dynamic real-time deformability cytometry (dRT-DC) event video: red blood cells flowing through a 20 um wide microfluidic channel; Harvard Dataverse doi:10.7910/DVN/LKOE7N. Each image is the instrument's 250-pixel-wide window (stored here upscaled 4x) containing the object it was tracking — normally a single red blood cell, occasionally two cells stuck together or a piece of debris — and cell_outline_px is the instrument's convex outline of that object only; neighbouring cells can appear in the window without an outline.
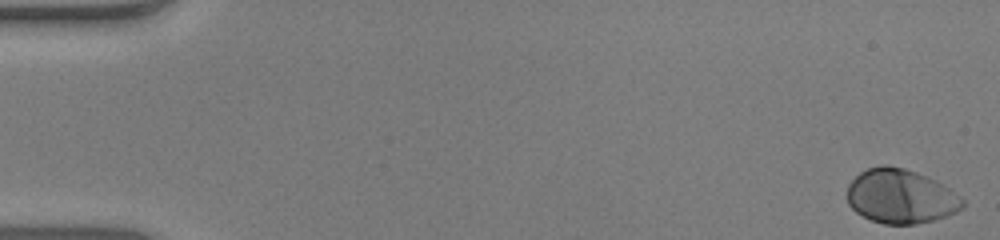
{"species": "human", "species_latin": "Homo sapiens", "temperature_condition": "warm", "stored_images_in_passage": 53, "camera_frame_rate_fps": 3000, "um_per_image_px": 0.085, "donor": {"sex": "male"}, "frame": {"image": 1, "passage_image": 1, "time_ms": 0.0, "image_size_px": [1000, 240], "cell_outline_px": [[964, 208], [956, 212], [932, 220], [916, 224], [884, 224], [872, 220], [856, 212], [848, 204], [848, 184], [860, 172], [868, 168], [880, 164], [888, 164], [904, 168], [916, 172], [948, 188], [960, 196], [964, 200]], "centroid_in_image_um": [76.53, 16.68], "position_along_channel_um": 8.5, "area_um2": 36.24}}
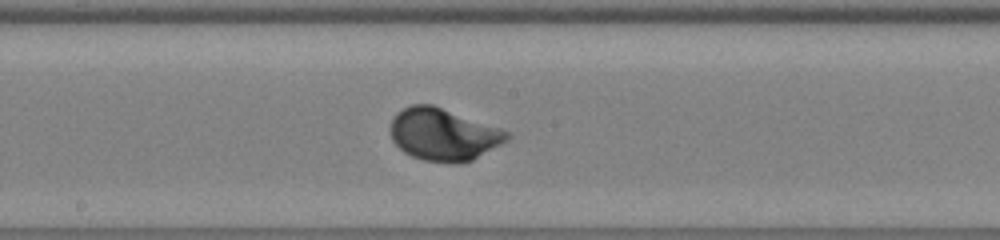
{"frame": {"image": 2, "passage_image": 29, "time_ms": 9.333, "image_size_px": [1000, 240], "cell_outline_px": [[512, 136], [508, 140], [472, 160], [460, 164], [424, 160], [412, 156], [404, 152], [392, 140], [392, 116], [396, 112], [412, 104], [432, 104], [500, 128], [508, 132]], "centroid_in_image_um": [37.69, 11.43], "position_along_channel_um": 210.5, "area_um2": 35.26}}
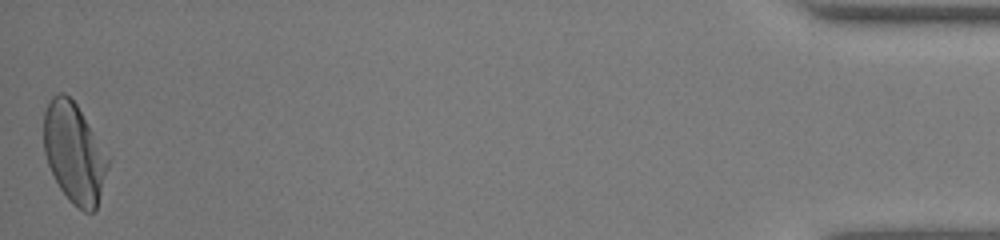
{"frame": {"image": 3, "passage_image": 53, "time_ms": 17.333, "image_size_px": [1000, 240], "cell_outline_px": [[108, 164], [96, 208], [92, 212], [84, 212], [72, 204], [68, 200], [60, 188], [48, 164], [44, 152], [44, 112], [52, 96], [60, 92], [64, 92], [76, 104], [108, 160]], "centroid_in_image_um": [6.25, 13.02], "position_along_channel_um": 428.9, "area_um2": 36.24}, "authors_computed_cell_mechanics": {"area_um2": 34.5066, "velocity_mm_per_s": 3.8932, "shape_relaxation_time_tau1_ms": 2.2383, "shape_relaxation_time_tau2_ms": null, "deformation_change_tau1": 0.1493, "deformation_change_tau2": null}}